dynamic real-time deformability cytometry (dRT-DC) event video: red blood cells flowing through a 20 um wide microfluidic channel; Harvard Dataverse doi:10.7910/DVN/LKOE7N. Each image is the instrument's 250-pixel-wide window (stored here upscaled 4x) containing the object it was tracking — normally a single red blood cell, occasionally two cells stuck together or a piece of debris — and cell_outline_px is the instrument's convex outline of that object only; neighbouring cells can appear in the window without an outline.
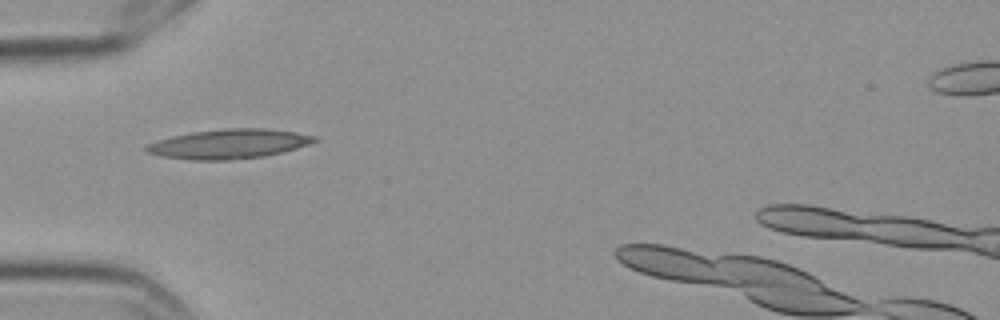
{"species": "Egyptian fruit bat (a non-hibernating species)", "species_latin": "Rousettus aegyptiacus", "temperature_condition": "cold", "stored_images_in_passage": 3, "segment_of_instrument_passage": [1, 2], "camera_frame_rate_fps": 3000, "um_per_image_px": 0.085, "frame": {"image": 1, "passage_image": 1, "time_ms": 0.0, "image_size_px": [1000, 320], "cell_outline_px": [[320, 140], [284, 152], [264, 156], [228, 160], [192, 160], [164, 156], [144, 152], [144, 148], [148, 144], [156, 140], [172, 136], [192, 132], [224, 128], [264, 128], [296, 132], [320, 136]], "centroid_in_image_um": [19.49, 12.22], "position_along_channel_um": 65.5, "area_um2": 29.07}}
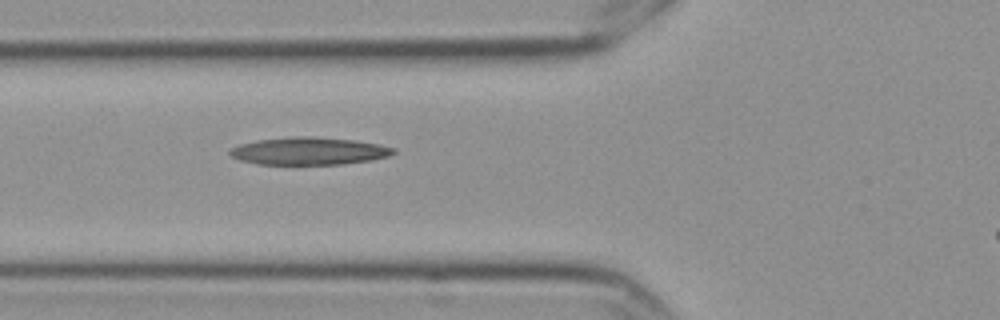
{"frame": {"image": 2, "passage_image": 2, "time_ms": 0.333, "image_size_px": [1000, 320], "cell_outline_px": [[396, 152], [388, 156], [372, 160], [340, 164], [256, 164], [240, 160], [232, 156], [228, 152], [228, 148], [240, 144], [256, 140], [296, 136], [312, 136], [356, 140], [380, 144], [396, 148]], "centroid_in_image_um": [26.26, 12.83], "position_along_channel_um": 99.5, "area_um2": 26.41}}